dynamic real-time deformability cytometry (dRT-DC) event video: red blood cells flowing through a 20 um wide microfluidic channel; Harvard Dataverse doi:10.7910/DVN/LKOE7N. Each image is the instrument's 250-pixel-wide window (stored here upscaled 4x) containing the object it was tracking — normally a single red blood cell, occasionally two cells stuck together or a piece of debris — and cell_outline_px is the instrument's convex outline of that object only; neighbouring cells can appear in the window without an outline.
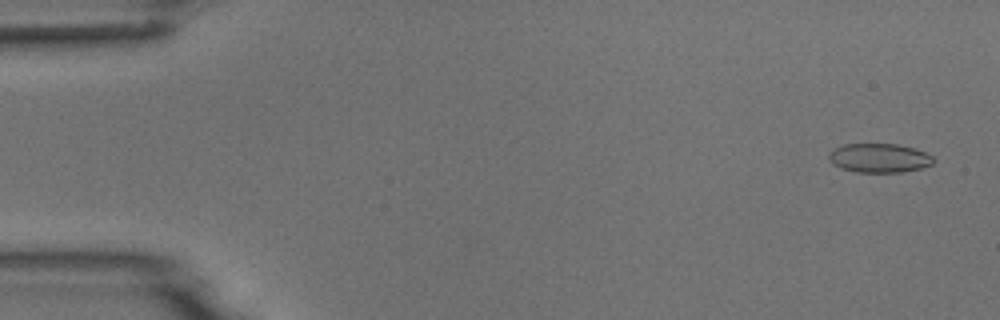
{"species": "common noctule bat (a hibernating species)", "species_latin": "Nyctalus noctula", "temperature_condition": "room temperature", "stored_images_in_passage": 4, "camera_frame_rate_fps": 3000, "um_per_image_px": 0.085, "animal": {"sex": "male", "body_mass_g": 18.8}, "frame": {"image": 1, "passage_image": 1, "time_ms": 0.0, "image_size_px": [1000, 320], "cell_outline_px": [[936, 160], [932, 164], [920, 168], [900, 172], [856, 172], [840, 168], [832, 164], [828, 160], [828, 152], [844, 144], [896, 144], [912, 148], [924, 152], [932, 156]], "centroid_in_image_um": [74.69, 13.43], "position_along_channel_um": 10.3, "area_um2": 17.69}}
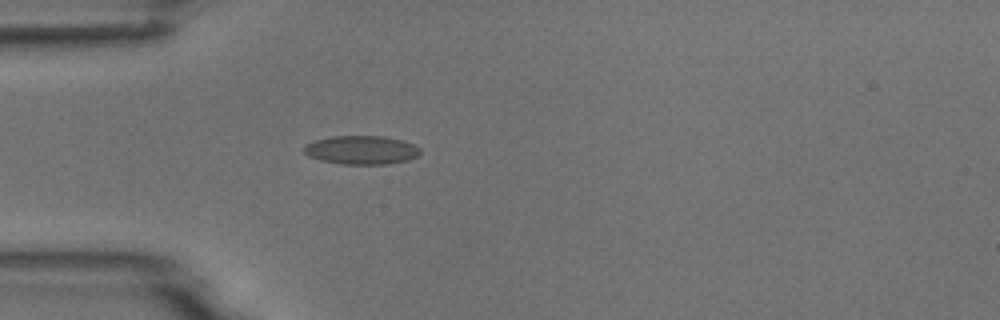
{"frame": {"image": 2, "passage_image": 4, "time_ms": 4.333, "image_size_px": [1000, 320], "cell_outline_px": [[420, 152], [416, 156], [408, 160], [388, 164], [344, 164], [320, 160], [308, 156], [304, 152], [304, 144], [316, 140], [332, 136], [384, 136], [404, 140], [420, 148]], "centroid_in_image_um": [30.71, 12.74], "position_along_channel_um": 54.3, "area_um2": 19.42}}